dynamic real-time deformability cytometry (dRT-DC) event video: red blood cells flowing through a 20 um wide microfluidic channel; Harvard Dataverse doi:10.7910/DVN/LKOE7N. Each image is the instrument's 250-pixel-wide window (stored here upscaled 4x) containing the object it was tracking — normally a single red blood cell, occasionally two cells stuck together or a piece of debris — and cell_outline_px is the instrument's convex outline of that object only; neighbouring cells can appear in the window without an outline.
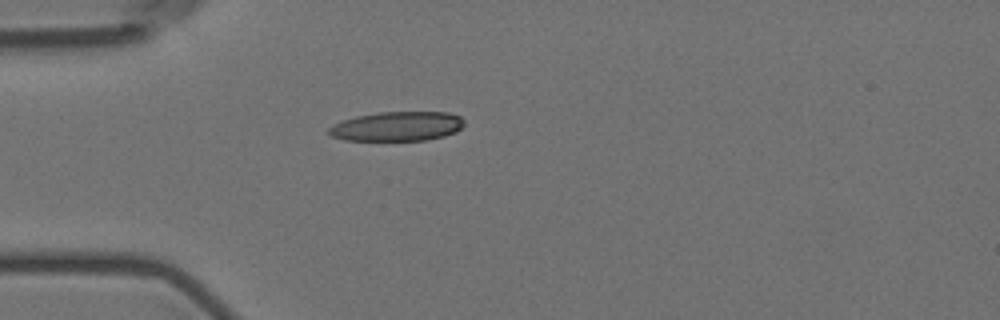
{"species": "Egyptian fruit bat (a non-hibernating species)", "species_latin": "Rousettus aegyptiacus", "temperature_condition": "room temperature", "stored_images_in_passage": 4, "camera_frame_rate_fps": 3000, "um_per_image_px": 0.085, "animal": {"sex": "female"}, "frame": {"image": 1, "passage_image": 4, "time_ms": 4.333, "image_size_px": [1000, 320], "cell_outline_px": [[464, 124], [456, 132], [444, 136], [424, 140], [344, 140], [332, 136], [328, 132], [328, 128], [332, 124], [356, 116], [380, 112], [448, 112], [460, 116], [464, 120]], "centroid_in_image_um": [33.76, 10.73], "position_along_channel_um": 51.2, "area_um2": 23.18}}